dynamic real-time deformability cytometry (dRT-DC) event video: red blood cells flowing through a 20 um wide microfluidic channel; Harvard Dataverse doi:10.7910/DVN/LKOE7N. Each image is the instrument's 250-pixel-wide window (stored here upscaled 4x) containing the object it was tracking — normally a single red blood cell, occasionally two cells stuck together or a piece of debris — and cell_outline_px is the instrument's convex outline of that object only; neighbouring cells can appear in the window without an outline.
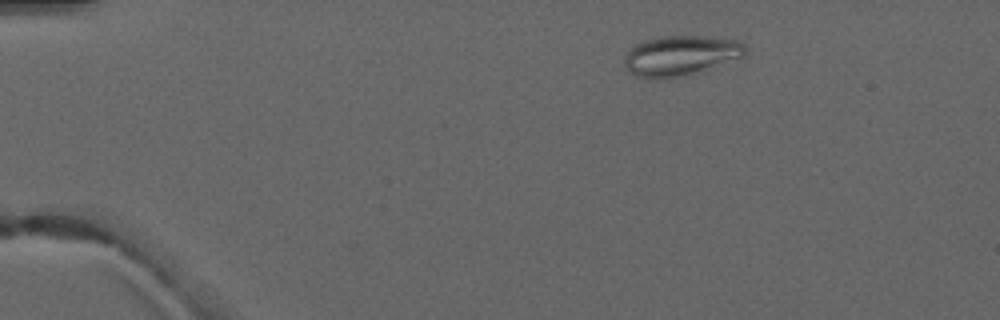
{"species": "common noctule bat (a hibernating species)", "species_latin": "Nyctalus noctula", "temperature_condition": "warm", "stored_images_in_passage": 6, "segment_of_instrument_passage": [1, 2], "camera_frame_rate_fps": 3000, "um_per_image_px": 0.085, "animal": {"sex": "male", "forearm_length_mm": 52.5}, "frame": {"image": 1, "passage_image": 3, "time_ms": 2.333, "image_size_px": [1000, 320], "cell_outline_px": [[748, 56], [700, 72], [684, 76], [660, 80], [656, 80], [636, 76], [628, 72], [624, 64], [624, 56], [636, 44], [644, 40], [656, 36], [704, 36], [736, 40], [744, 44]], "centroid_in_image_um": [57.86, 4.75], "position_along_channel_um": 27.1, "area_um2": 28.9}}